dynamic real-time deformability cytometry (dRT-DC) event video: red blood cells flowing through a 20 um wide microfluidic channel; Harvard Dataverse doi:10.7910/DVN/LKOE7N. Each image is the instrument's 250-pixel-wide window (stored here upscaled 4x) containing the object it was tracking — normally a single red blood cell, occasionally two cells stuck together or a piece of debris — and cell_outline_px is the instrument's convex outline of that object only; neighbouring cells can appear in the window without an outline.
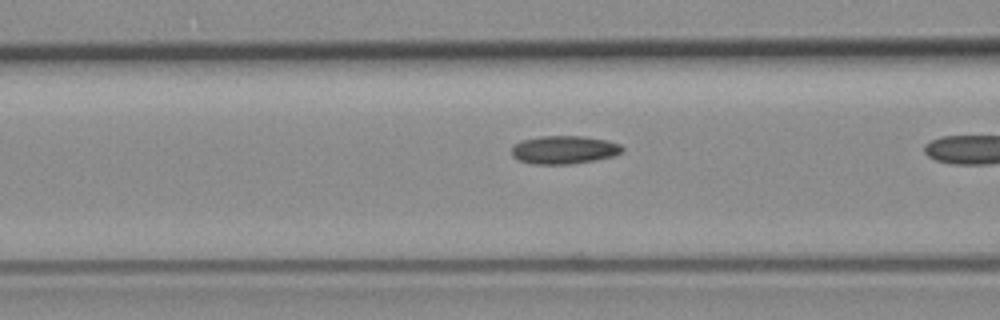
{"species": "common noctule bat (a hibernating species)", "species_latin": "Nyctalus noctula", "temperature_condition": "room temperature", "stored_images_in_passage": 20, "camera_frame_rate_fps": 3000, "um_per_image_px": 0.085, "animal": {"sex": "female", "body_mass_g": 19.3, "forearm_length_mm": 54.1}, "frame": {"image": 1, "passage_image": 19, "time_ms": 6.0, "image_size_px": [1000, 320], "cell_outline_px": [[624, 148], [620, 152], [612, 156], [572, 164], [532, 164], [520, 160], [512, 156], [512, 148], [520, 140], [540, 136], [584, 136], [608, 140], [620, 144]], "centroid_in_image_um": [47.93, 12.72], "position_along_channel_um": 118.7, "area_um2": 18.09}}